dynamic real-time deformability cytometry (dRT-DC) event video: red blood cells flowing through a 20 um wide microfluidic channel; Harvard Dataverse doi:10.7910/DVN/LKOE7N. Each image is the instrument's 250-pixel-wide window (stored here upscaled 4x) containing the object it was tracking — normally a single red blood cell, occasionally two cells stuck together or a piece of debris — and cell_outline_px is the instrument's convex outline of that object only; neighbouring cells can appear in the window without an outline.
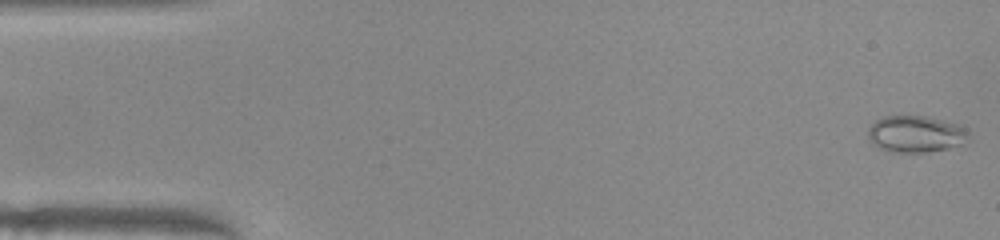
{"species": "common noctule bat (a hibernating species)", "species_latin": "Nyctalus noctula", "temperature_condition": "warm", "stored_images_in_passage": 50, "camera_frame_rate_fps": 3000, "um_per_image_px": 0.085, "animal": {"sex": "female", "body_mass_g": 22.0, "forearm_length_mm": 56.7}, "frame": {"image": 1, "passage_image": 1, "time_ms": 0.0, "image_size_px": [1000, 240], "cell_outline_px": [[968, 136], [960, 144], [948, 148], [928, 152], [888, 152], [876, 148], [868, 140], [868, 128], [876, 120], [884, 116], [928, 116], [956, 124], [964, 128], [968, 132]], "centroid_in_image_um": [77.75, 11.4], "position_along_channel_um": 7.2, "area_um2": 21.5}}
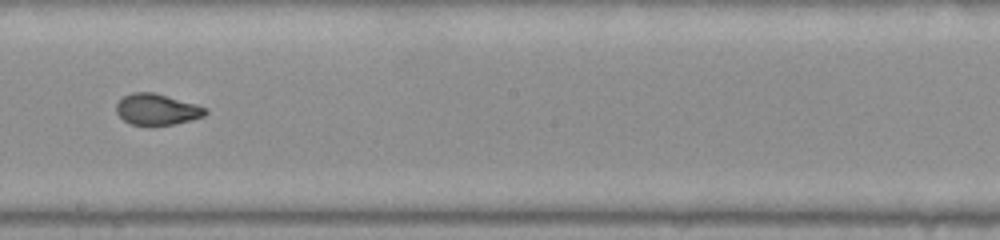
{"frame": {"image": 2, "passage_image": 28, "time_ms": 9.0, "image_size_px": [1000, 240], "cell_outline_px": [[208, 112], [204, 116], [192, 120], [176, 124], [152, 128], [132, 124], [124, 120], [116, 112], [116, 104], [124, 96], [132, 92], [152, 92], [196, 104], [208, 108]], "centroid_in_image_um": [13.35, 9.34], "position_along_channel_um": 234.8, "area_um2": 16.59}}
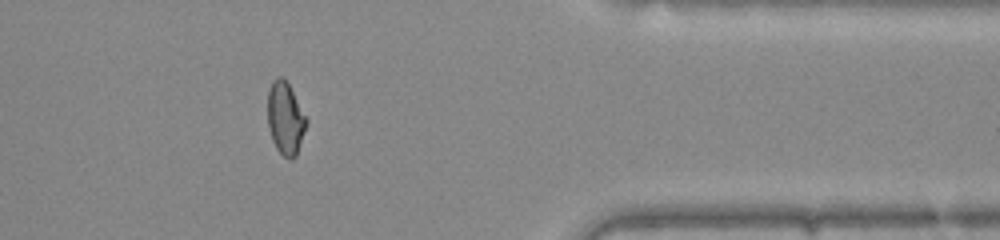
{"frame": {"image": 3, "passage_image": 41, "time_ms": 13.333, "image_size_px": [1000, 240], "cell_outline_px": [[308, 120], [296, 156], [292, 160], [288, 160], [276, 148], [272, 140], [268, 128], [268, 88], [272, 80], [276, 76], [280, 76], [288, 84]], "centroid_in_image_um": [24.24, 10.07], "position_along_channel_um": 387.2, "area_um2": 16.3}}